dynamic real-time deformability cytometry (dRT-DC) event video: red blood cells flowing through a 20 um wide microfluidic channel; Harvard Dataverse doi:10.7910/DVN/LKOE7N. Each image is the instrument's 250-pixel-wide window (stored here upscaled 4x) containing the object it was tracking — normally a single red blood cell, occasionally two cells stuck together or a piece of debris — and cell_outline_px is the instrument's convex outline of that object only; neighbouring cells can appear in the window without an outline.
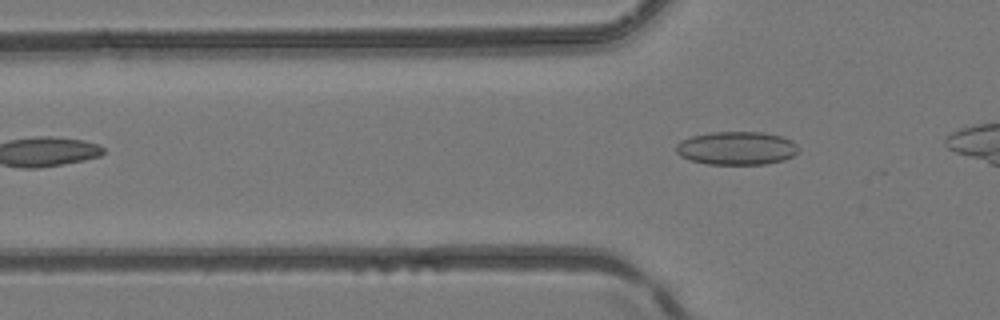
{"species": "common noctule bat (a hibernating species)", "species_latin": "Nyctalus noctula", "temperature_condition": "room temperature", "stored_images_in_passage": 4, "camera_frame_rate_fps": 3000, "um_per_image_px": 0.085, "animal": {"sex": "female", "body_mass_g": 24.6, "forearm_length_mm": 56.2}, "frame": {"image": 1, "passage_image": 2, "time_ms": 0.333, "image_size_px": [1000, 320], "cell_outline_px": [[800, 152], [784, 160], [764, 164], [708, 164], [688, 160], [680, 156], [676, 152], [676, 144], [680, 140], [692, 136], [712, 132], [760, 132], [780, 136], [792, 140], [800, 148]], "centroid_in_image_um": [62.61, 12.6], "position_along_channel_um": 63.2, "area_um2": 23.93}}